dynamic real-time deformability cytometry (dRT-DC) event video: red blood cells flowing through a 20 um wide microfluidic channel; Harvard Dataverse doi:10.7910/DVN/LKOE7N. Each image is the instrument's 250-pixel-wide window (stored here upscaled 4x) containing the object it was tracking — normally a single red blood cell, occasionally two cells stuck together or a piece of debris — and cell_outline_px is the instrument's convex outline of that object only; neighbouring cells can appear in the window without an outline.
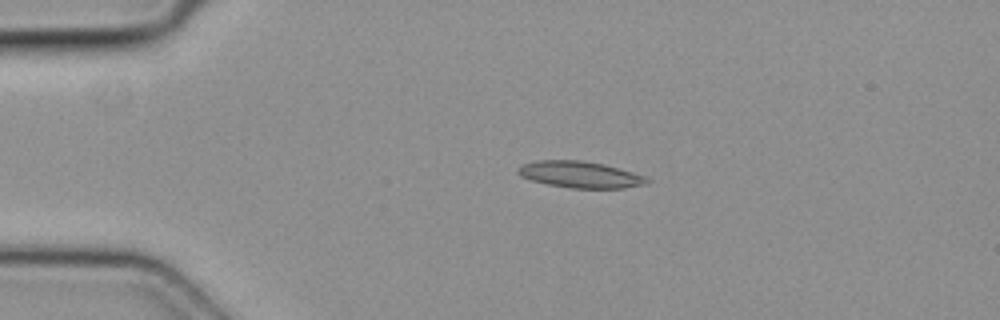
{"species": "common noctule bat (a hibernating species)", "species_latin": "Nyctalus noctula", "temperature_condition": "cold", "stored_images_in_passage": 4, "segment_of_instrument_passage": [1, 2], "camera_frame_rate_fps": 3000, "um_per_image_px": 0.085, "animal": {"sex": "female", "body_mass_g": 19.3, "forearm_length_mm": 54.1}, "frame": {"image": 1, "passage_image": 2, "time_ms": 0.333, "image_size_px": [1000, 320], "cell_outline_px": [[652, 180], [644, 184], [624, 188], [572, 188], [548, 184], [532, 180], [520, 176], [516, 172], [516, 168], [524, 164], [536, 160], [584, 160], [604, 164], [644, 176]], "centroid_in_image_um": [49.27, 14.83], "position_along_channel_um": 35.7, "area_um2": 19.83}}